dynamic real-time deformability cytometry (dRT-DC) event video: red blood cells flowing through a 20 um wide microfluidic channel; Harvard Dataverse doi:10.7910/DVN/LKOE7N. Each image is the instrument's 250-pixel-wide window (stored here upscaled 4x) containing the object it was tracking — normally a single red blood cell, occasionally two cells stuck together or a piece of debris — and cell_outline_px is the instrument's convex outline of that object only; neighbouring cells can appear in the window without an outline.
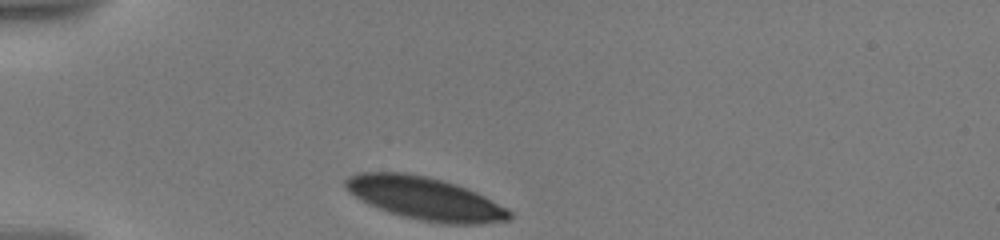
{"species": "human", "species_latin": "Homo sapiens", "temperature_condition": "warm", "stored_images_in_passage": 14, "camera_frame_rate_fps": 3000, "um_per_image_px": 0.085, "donor": {"sex": "male"}, "frame": {"image": 1, "passage_image": 1, "time_ms": 0.0, "image_size_px": [1000, 240], "cell_outline_px": [[512, 216], [508, 220], [480, 224], [444, 224], [404, 216], [388, 212], [376, 208], [360, 200], [348, 192], [344, 184], [344, 180], [348, 176], [360, 172], [404, 172], [428, 176], [444, 180], [468, 188], [508, 208], [512, 212]], "centroid_in_image_um": [36.12, 16.86], "position_along_channel_um": 48.9, "area_um2": 41.15}}
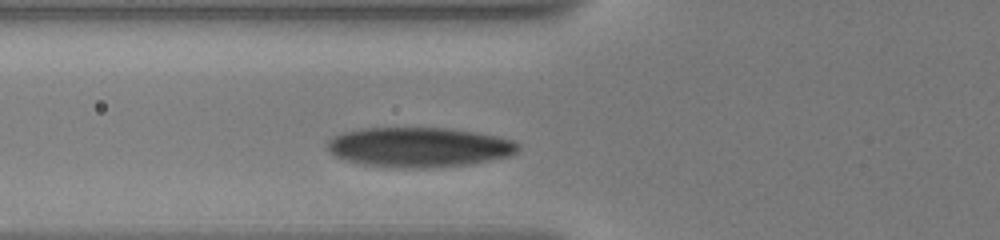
{"frame": {"image": 2, "passage_image": 13, "time_ms": 2.0, "image_size_px": [1000, 240], "cell_outline_px": [[520, 148], [512, 156], [472, 164], [432, 168], [400, 168], [364, 164], [348, 160], [336, 156], [328, 152], [328, 140], [344, 132], [364, 128], [444, 128], [476, 132], [500, 136], [512, 140]], "centroid_in_image_um": [35.67, 12.52], "position_along_channel_um": 90.1, "area_um2": 44.27}}